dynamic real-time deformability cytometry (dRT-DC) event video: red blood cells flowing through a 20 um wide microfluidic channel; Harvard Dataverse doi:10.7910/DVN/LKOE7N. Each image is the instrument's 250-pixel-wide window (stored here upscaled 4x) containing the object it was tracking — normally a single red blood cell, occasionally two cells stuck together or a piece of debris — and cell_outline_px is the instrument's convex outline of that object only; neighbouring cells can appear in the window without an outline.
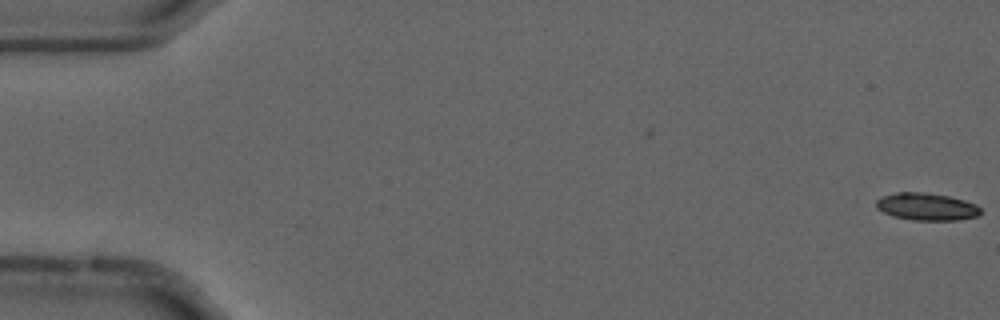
{"species": "common noctule bat (a hibernating species)", "species_latin": "Nyctalus noctula", "temperature_condition": "cold", "stored_images_in_passage": 56, "camera_frame_rate_fps": 3000, "um_per_image_px": 0.085, "animal": {"sex": "male", "forearm_length_mm": 52.5}, "frame": {"image": 1, "passage_image": 1, "time_ms": 0.0, "image_size_px": [1000, 320], "cell_outline_px": [[980, 216], [956, 220], [912, 220], [892, 216], [876, 208], [872, 200], [880, 196], [896, 192], [928, 192], [948, 196], [964, 200], [976, 204], [980, 208]], "centroid_in_image_um": [78.7, 17.55], "position_along_channel_um": 6.3, "area_um2": 16.99}}
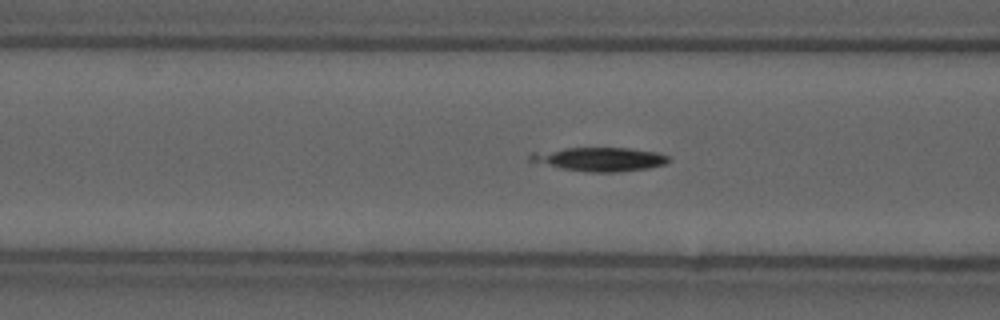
{"frame": {"image": 2, "passage_image": 22, "time_ms": 7.0, "image_size_px": [1000, 320], "cell_outline_px": [[672, 160], [664, 164], [648, 168], [616, 172], [588, 172], [564, 168], [528, 160], [528, 156], [532, 152], [564, 148], [632, 148], [656, 152], [668, 156]], "centroid_in_image_um": [51.01, 13.52], "position_along_channel_um": 115.6, "area_um2": 19.02}}
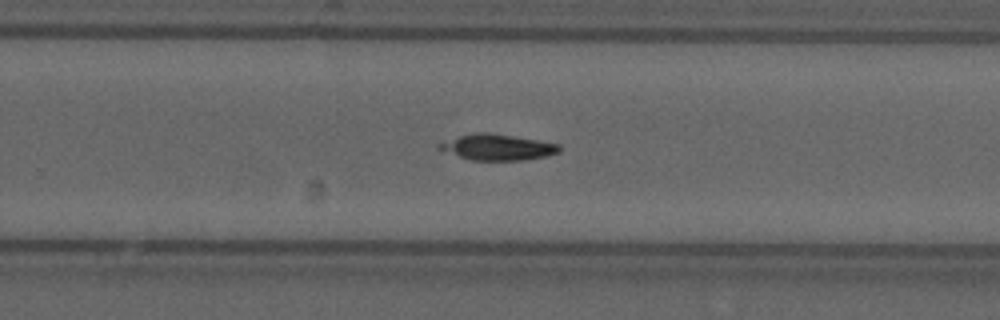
{"frame": {"image": 3, "passage_image": 36, "time_ms": 11.667, "image_size_px": [1000, 320], "cell_outline_px": [[560, 152], [548, 156], [524, 160], [472, 160], [436, 148], [436, 144], [440, 140], [476, 132], [488, 132], [560, 144]], "centroid_in_image_um": [42.24, 12.5], "position_along_channel_um": 287.6, "area_um2": 18.21}, "authors_computed_cell_mechanics": {"area_um2": 17.5712, "velocity_mm_per_s": 3.682, "shape_relaxation_time_tau1_ms": 3.6169, "shape_relaxation_time_tau2_ms": null, "deformation_change_tau1": 0.1373, "deformation_change_tau2": null}}